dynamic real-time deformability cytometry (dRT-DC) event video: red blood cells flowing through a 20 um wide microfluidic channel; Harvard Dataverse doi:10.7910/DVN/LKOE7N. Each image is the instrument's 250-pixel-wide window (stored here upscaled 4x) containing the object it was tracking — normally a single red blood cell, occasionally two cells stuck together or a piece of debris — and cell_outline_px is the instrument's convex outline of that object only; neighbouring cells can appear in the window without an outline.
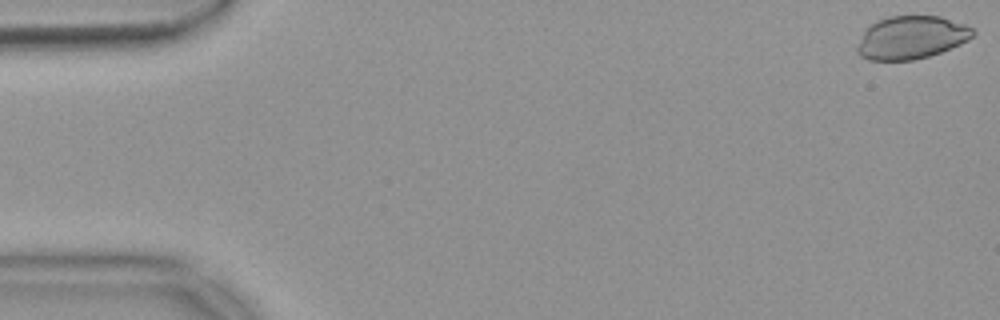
{"species": "common noctule bat (a hibernating species)", "species_latin": "Nyctalus noctula", "temperature_condition": "warm", "stored_images_in_passage": 55, "camera_frame_rate_fps": 3000, "um_per_image_px": 0.085, "animal": {"sex": "female", "body_mass_g": 18.4}, "frame": {"image": 1, "passage_image": 1, "time_ms": 0.0, "image_size_px": [1000, 320], "cell_outline_px": [[976, 32], [968, 40], [960, 44], [940, 52], [928, 56], [912, 60], [868, 60], [860, 56], [856, 52], [856, 48], [864, 32], [872, 24], [888, 16], [940, 16], [964, 24], [972, 28]], "centroid_in_image_um": [77.46, 3.19], "position_along_channel_um": 7.5, "area_um2": 28.73}}
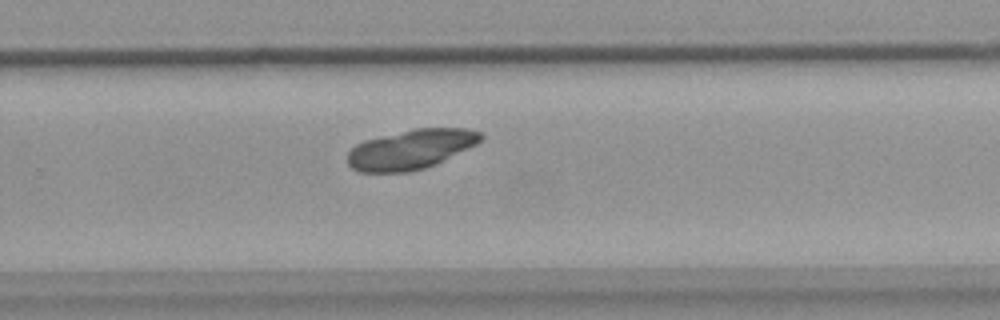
{"frame": {"image": 2, "passage_image": 36, "time_ms": 11.667, "image_size_px": [1000, 320], "cell_outline_px": [[484, 140], [476, 144], [424, 168], [408, 172], [360, 172], [352, 168], [348, 164], [348, 152], [356, 144], [364, 140], [416, 128], [464, 128], [480, 132], [484, 136]], "centroid_in_image_um": [34.9, 12.68], "position_along_channel_um": 294.9, "area_um2": 30.35}}
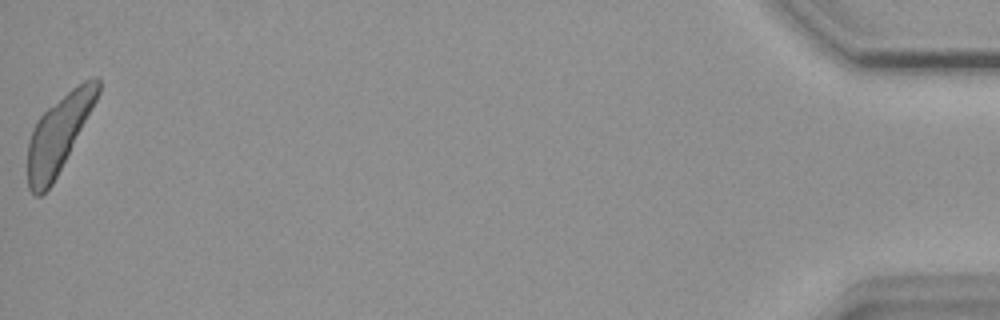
{"frame": {"image": 3, "passage_image": 55, "time_ms": 18.0, "image_size_px": [1000, 320], "cell_outline_px": [[100, 92], [96, 100], [52, 184], [40, 196], [36, 196], [28, 188], [28, 140], [32, 128], [36, 120], [48, 108], [72, 88], [84, 80], [92, 76], [96, 76], [100, 80]], "centroid_in_image_um": [4.96, 11.35], "position_along_channel_um": 430.2, "area_um2": 30.58}}